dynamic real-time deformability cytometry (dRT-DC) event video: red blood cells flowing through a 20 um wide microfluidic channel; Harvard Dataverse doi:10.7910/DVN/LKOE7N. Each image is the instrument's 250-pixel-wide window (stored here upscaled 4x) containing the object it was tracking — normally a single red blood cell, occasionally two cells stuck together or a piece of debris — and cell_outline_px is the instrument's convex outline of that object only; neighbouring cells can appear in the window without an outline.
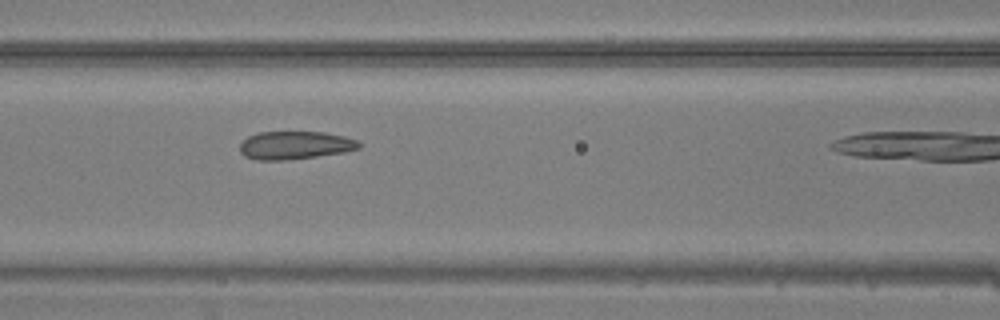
{"species": "common noctule bat (a hibernating species)", "species_latin": "Nyctalus noctula", "temperature_condition": "warm", "stored_images_in_passage": 23, "camera_frame_rate_fps": 3000, "um_per_image_px": 0.085, "animal": {"sex": "male", "body_mass_g": 20.5, "forearm_length_mm": 52.5}, "frame": {"image": 1, "passage_image": 17, "time_ms": 5.333, "image_size_px": [1000, 320], "cell_outline_px": [[360, 148], [344, 152], [316, 156], [284, 160], [260, 160], [244, 156], [240, 152], [240, 144], [248, 136], [260, 132], [324, 132], [344, 136], [356, 140], [360, 144]], "centroid_in_image_um": [25.06, 12.34], "position_along_channel_um": 141.5, "area_um2": 19.31}}